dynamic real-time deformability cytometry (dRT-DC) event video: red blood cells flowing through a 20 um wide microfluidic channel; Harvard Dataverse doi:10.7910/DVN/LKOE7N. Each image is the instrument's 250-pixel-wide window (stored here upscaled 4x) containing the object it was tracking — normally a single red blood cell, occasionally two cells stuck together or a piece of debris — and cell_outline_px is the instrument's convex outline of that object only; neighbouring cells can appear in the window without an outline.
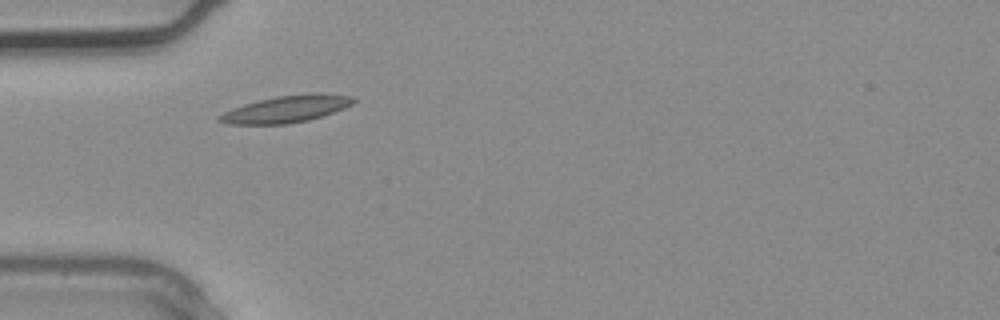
{"species": "common noctule bat (a hibernating species)", "species_latin": "Nyctalus noctula", "temperature_condition": "warm", "stored_images_in_passage": 2, "camera_frame_rate_fps": 3000, "um_per_image_px": 0.085, "animal": {"sex": "male", "body_mass_g": 20.4}, "frame": {"image": 1, "passage_image": 2, "time_ms": 0.333, "image_size_px": [1000, 320], "cell_outline_px": [[356, 100], [352, 104], [344, 108], [308, 120], [284, 124], [228, 124], [216, 120], [216, 116], [232, 108], [244, 104], [276, 96], [312, 92], [320, 92], [356, 96]], "centroid_in_image_um": [24.35, 9.25], "position_along_channel_um": 60.6, "area_um2": 21.15}}